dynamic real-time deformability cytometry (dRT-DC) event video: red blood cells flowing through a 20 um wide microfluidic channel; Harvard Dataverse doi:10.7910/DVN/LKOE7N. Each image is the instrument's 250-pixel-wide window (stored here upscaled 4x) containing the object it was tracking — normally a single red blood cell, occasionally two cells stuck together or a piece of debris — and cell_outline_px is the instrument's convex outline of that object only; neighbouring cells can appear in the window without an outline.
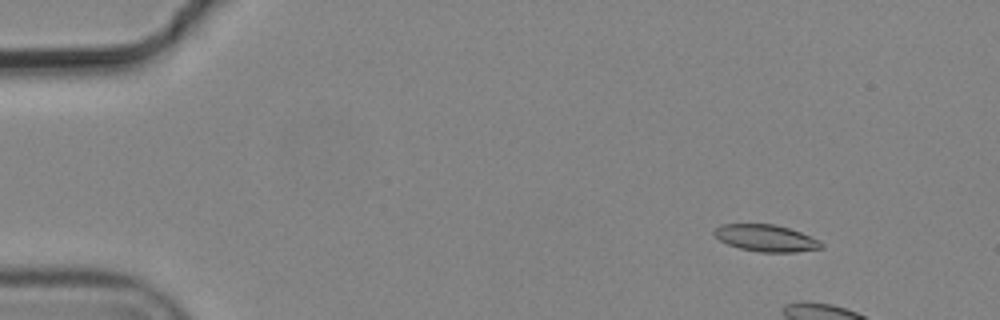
{"species": "common noctule bat (a hibernating species)", "species_latin": "Nyctalus noctula", "temperature_condition": "cold", "stored_images_in_passage": 6, "camera_frame_rate_fps": 3000, "um_per_image_px": 0.085, "animal": {"sex": "male", "body_mass_g": 19.2, "forearm_length_mm": 51.8}, "frame": {"image": 1, "passage_image": 2, "time_ms": 0.333, "image_size_px": [1000, 320], "cell_outline_px": [[824, 248], [796, 252], [760, 252], [740, 248], [728, 244], [720, 240], [712, 232], [720, 224], [776, 224], [800, 232], [820, 240], [824, 244]], "centroid_in_image_um": [65.14, 20.24], "position_along_channel_um": 19.9, "area_um2": 16.76}}
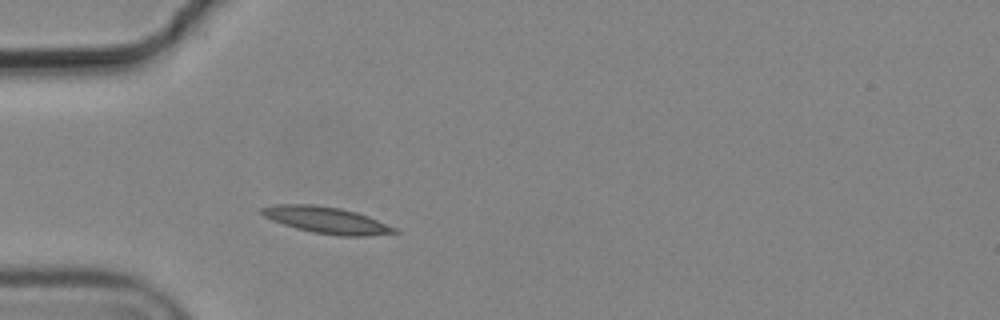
{"frame": {"image": 2, "passage_image": 6, "time_ms": 1.667, "image_size_px": [1000, 320], "cell_outline_px": [[400, 232], [368, 236], [336, 236], [312, 232], [296, 228], [272, 220], [264, 216], [260, 212], [260, 208], [276, 204], [312, 204], [340, 208], [356, 212], [368, 216], [396, 228]], "centroid_in_image_um": [27.75, 18.71], "position_along_channel_um": 57.2, "area_um2": 20.52}}